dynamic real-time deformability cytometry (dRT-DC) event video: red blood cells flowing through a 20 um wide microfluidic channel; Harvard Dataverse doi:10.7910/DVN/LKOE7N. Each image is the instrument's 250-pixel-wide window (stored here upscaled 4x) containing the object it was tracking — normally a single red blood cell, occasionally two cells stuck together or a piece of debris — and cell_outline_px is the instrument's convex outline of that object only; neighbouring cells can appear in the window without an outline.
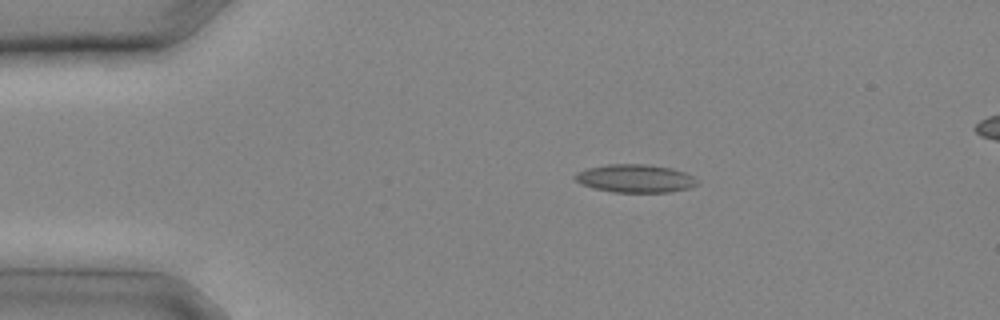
{"species": "common noctule bat (a hibernating species)", "species_latin": "Nyctalus noctula", "temperature_condition": "cold", "stored_images_in_passage": 15, "camera_frame_rate_fps": 3000, "um_per_image_px": 0.085, "animal": {"sex": "male", "body_mass_g": 20.4}, "frame": {"image": 1, "passage_image": 4, "time_ms": 1.0, "image_size_px": [1000, 320], "cell_outline_px": [[700, 184], [688, 188], [668, 192], [612, 192], [592, 188], [580, 184], [572, 176], [576, 172], [588, 168], [608, 164], [644, 164], [672, 168], [696, 176]], "centroid_in_image_um": [54.0, 15.17], "position_along_channel_um": 31.0, "area_um2": 20.23}}
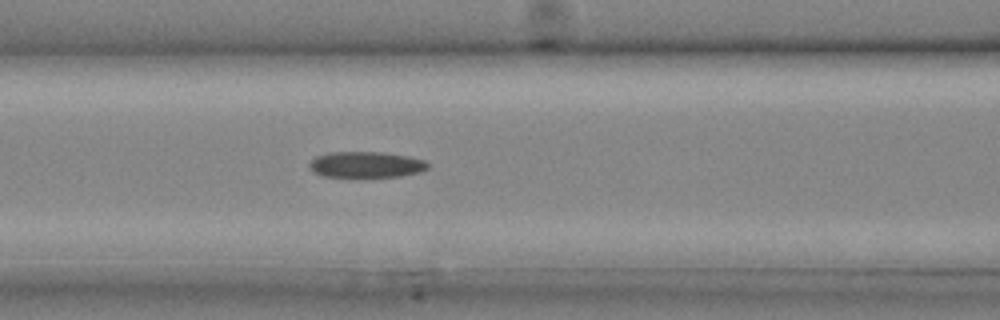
{"frame": {"image": 2, "passage_image": 10, "time_ms": 3.0, "image_size_px": [1000, 320], "cell_outline_px": [[428, 168], [420, 172], [400, 176], [324, 176], [312, 172], [308, 168], [308, 164], [316, 156], [328, 152], [384, 152], [408, 156], [424, 160], [428, 164]], "centroid_in_image_um": [31.09, 13.98], "position_along_channel_um": 135.5, "area_um2": 17.86}}
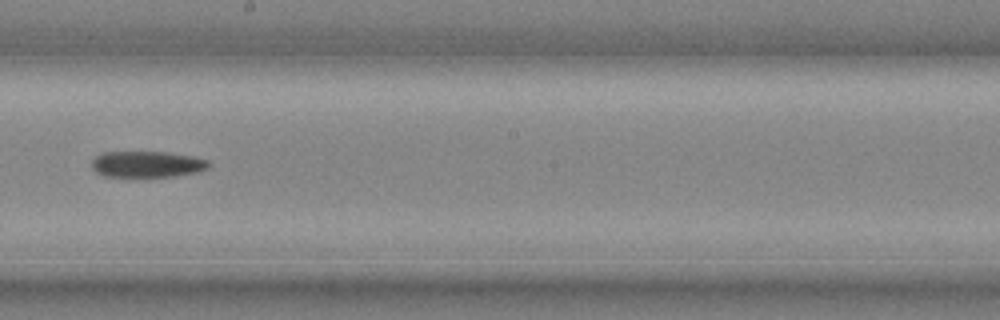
{"frame": {"image": 3, "passage_image": 14, "time_ms": 4.333, "image_size_px": [1000, 320], "cell_outline_px": [[212, 164], [208, 168], [196, 172], [176, 176], [104, 176], [96, 172], [92, 168], [92, 160], [100, 152], [168, 152], [192, 156], [208, 160]], "centroid_in_image_um": [12.51, 13.95], "position_along_channel_um": 235.7, "area_um2": 17.86}}